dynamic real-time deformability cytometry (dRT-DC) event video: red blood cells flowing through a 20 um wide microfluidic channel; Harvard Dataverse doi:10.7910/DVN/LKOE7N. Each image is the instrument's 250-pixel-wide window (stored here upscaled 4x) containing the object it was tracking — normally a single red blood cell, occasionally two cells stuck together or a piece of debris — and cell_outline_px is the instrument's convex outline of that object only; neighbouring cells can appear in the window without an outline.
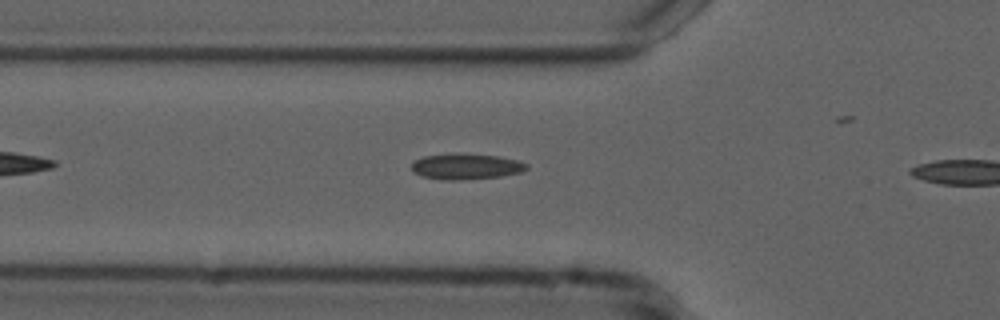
{"species": "common noctule bat (a hibernating species)", "species_latin": "Nyctalus noctula", "temperature_condition": "cold", "stored_images_in_passage": 6, "camera_frame_rate_fps": 3000, "um_per_image_px": 0.085, "animal": {"sex": "male", "forearm_length_mm": 52.5}, "frame": {"image": 1, "passage_image": 4, "time_ms": 1.0, "image_size_px": [1000, 320], "cell_outline_px": [[528, 168], [520, 172], [500, 176], [460, 180], [440, 180], [420, 176], [412, 172], [412, 164], [416, 160], [424, 156], [456, 152], [500, 156], [520, 160], [528, 164]], "centroid_in_image_um": [39.6, 14.14], "position_along_channel_um": 86.2, "area_um2": 17.63}}